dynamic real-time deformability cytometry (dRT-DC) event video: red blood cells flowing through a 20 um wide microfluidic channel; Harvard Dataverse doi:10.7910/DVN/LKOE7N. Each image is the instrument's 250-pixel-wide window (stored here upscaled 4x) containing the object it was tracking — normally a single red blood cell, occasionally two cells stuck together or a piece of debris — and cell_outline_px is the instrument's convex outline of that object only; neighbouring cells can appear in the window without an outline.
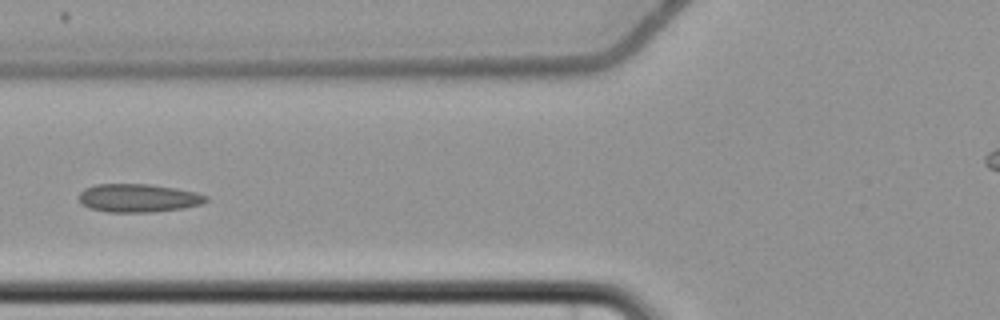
{"species": "common noctule bat (a hibernating species)", "species_latin": "Nyctalus noctula", "temperature_condition": "cold", "stored_images_in_passage": 5, "camera_frame_rate_fps": 3000, "um_per_image_px": 0.085, "animal": {"sex": "female", "body_mass_g": 22.7, "forearm_length_mm": 54.2}, "frame": {"image": 1, "passage_image": 5, "time_ms": 5.667, "image_size_px": [1000, 320], "cell_outline_px": [[208, 200], [200, 204], [184, 208], [152, 212], [108, 212], [88, 208], [80, 200], [80, 192], [84, 188], [96, 184], [148, 184], [176, 188], [196, 192], [208, 196]], "centroid_in_image_um": [11.77, 16.83], "position_along_channel_um": 114.0, "area_um2": 20.92}}